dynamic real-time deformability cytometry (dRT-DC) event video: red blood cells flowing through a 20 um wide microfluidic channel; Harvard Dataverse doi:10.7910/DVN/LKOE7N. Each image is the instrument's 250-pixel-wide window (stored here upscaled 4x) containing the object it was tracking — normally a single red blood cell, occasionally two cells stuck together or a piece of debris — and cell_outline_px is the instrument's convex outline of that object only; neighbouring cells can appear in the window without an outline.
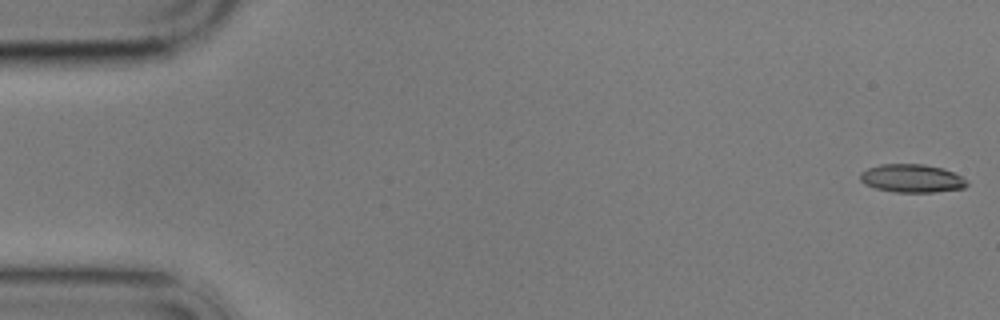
{"species": "common noctule bat (a hibernating species)", "species_latin": "Nyctalus noctula", "temperature_condition": "cold", "stored_images_in_passage": 5, "camera_frame_rate_fps": 3000, "um_per_image_px": 0.085, "animal": {"sex": "male", "body_mass_g": 17.9}, "frame": {"image": 1, "passage_image": 1, "time_ms": 0.0, "image_size_px": [1000, 320], "cell_outline_px": [[968, 184], [964, 188], [936, 192], [896, 192], [876, 188], [864, 184], [860, 180], [860, 172], [868, 168], [880, 164], [924, 164], [944, 168], [968, 180]], "centroid_in_image_um": [77.51, 15.16], "position_along_channel_um": 7.5, "area_um2": 17.63}}
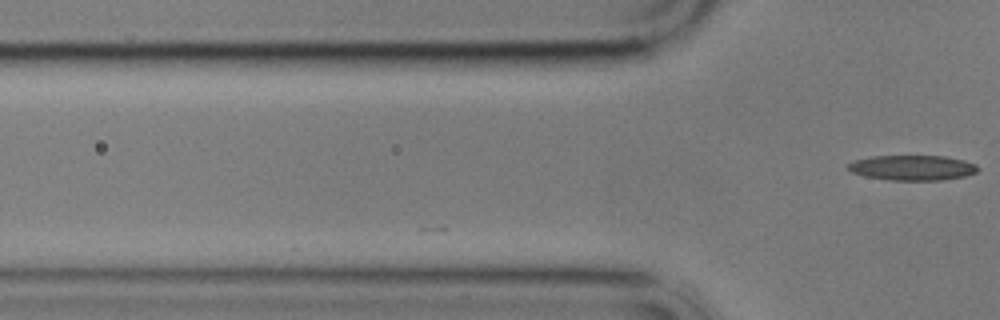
{"frame": {"image": 2, "passage_image": 5, "time_ms": 4.667, "image_size_px": [1000, 320], "cell_outline_px": [[980, 168], [976, 172], [964, 176], [940, 180], [892, 180], [864, 176], [852, 172], [844, 168], [852, 160], [872, 156], [944, 156], [964, 160], [976, 164]], "centroid_in_image_um": [77.52, 14.25], "position_along_channel_um": 48.3, "area_um2": 19.07}}